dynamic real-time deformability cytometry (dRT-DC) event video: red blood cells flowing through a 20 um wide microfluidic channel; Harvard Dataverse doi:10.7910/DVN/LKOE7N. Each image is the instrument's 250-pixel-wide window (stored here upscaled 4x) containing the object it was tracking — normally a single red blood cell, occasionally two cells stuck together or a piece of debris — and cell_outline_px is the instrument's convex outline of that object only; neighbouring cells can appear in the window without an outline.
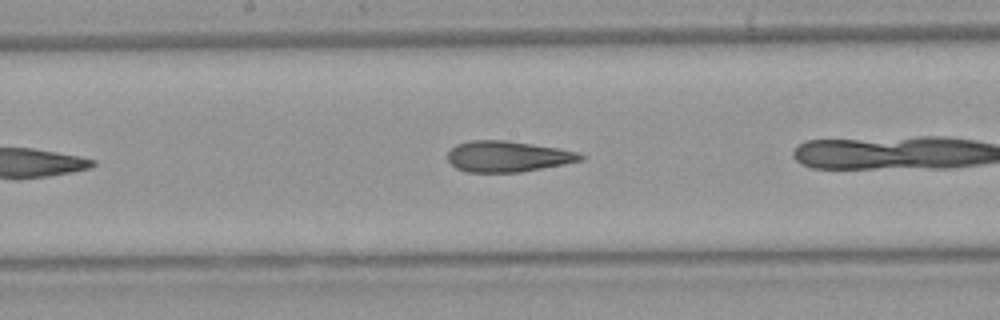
{"species": "Egyptian fruit bat (a non-hibernating species)", "species_latin": "Rousettus aegyptiacus", "temperature_condition": "warm", "stored_images_in_passage": 15, "camera_frame_rate_fps": 3000, "um_per_image_px": 0.085, "animal": {"sex": "female"}, "frame": {"image": 1, "passage_image": 11, "time_ms": 3.333, "image_size_px": [1000, 320], "cell_outline_px": [[584, 160], [564, 164], [520, 172], [468, 172], [456, 168], [448, 160], [448, 152], [456, 144], [468, 140], [508, 140], [560, 148], [576, 152], [584, 156]], "centroid_in_image_um": [43.15, 13.29], "position_along_channel_um": 205.1, "area_um2": 23.99}}